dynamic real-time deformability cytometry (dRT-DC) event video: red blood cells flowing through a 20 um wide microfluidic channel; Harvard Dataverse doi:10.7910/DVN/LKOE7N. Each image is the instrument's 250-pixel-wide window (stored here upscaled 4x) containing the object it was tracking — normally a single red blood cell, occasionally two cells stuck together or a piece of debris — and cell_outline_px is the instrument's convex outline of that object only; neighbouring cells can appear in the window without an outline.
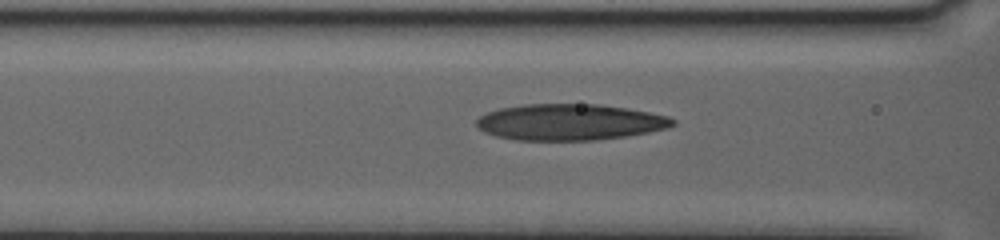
{"species": "human", "species_latin": "Homo sapiens", "temperature_condition": "warm", "stored_images_in_passage": 38, "camera_frame_rate_fps": 3000, "um_per_image_px": 0.085, "donor": {"sex": "female"}, "frame": {"image": 1, "passage_image": 10, "time_ms": 3.0, "image_size_px": [1000, 240], "cell_outline_px": [[676, 124], [668, 128], [648, 132], [624, 136], [596, 140], [516, 140], [496, 136], [484, 132], [476, 124], [476, 120], [480, 116], [488, 112], [500, 108], [524, 104], [600, 104], [648, 112], [668, 116], [676, 120]], "centroid_in_image_um": [48.43, 10.38], "position_along_channel_um": 118.2, "area_um2": 41.33}}
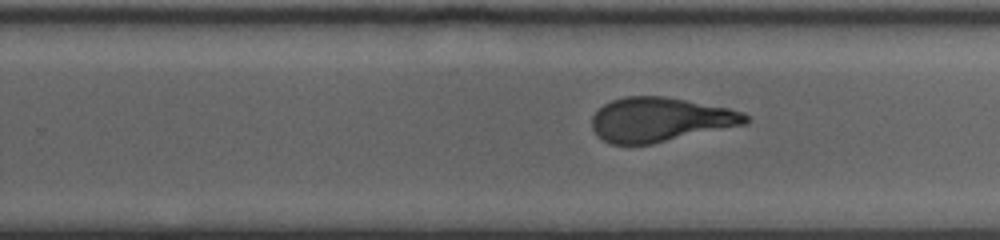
{"frame": {"image": 2, "passage_image": 24, "time_ms": 7.667, "image_size_px": [1000, 240], "cell_outline_px": [[752, 120], [744, 124], [652, 144], [612, 144], [604, 140], [592, 128], [592, 116], [604, 104], [612, 100], [624, 96], [664, 96], [728, 108], [744, 112]], "centroid_in_image_um": [56.12, 10.16], "position_along_channel_um": 273.7, "area_um2": 39.3}}
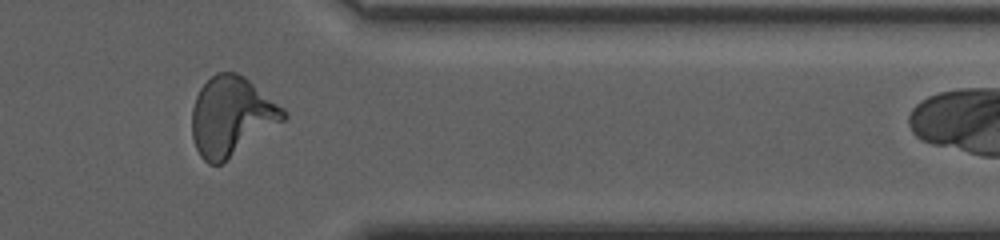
{"frame": {"image": 3, "passage_image": 35, "time_ms": 11.333, "image_size_px": [1000, 240], "cell_outline_px": [[288, 116], [284, 120], [224, 164], [208, 164], [200, 156], [196, 148], [192, 136], [192, 108], [196, 96], [200, 88], [216, 72], [236, 72], [244, 76], [284, 108], [288, 112]], "centroid_in_image_um": [19.68, 9.91], "position_along_channel_um": 391.7, "area_um2": 42.37}}